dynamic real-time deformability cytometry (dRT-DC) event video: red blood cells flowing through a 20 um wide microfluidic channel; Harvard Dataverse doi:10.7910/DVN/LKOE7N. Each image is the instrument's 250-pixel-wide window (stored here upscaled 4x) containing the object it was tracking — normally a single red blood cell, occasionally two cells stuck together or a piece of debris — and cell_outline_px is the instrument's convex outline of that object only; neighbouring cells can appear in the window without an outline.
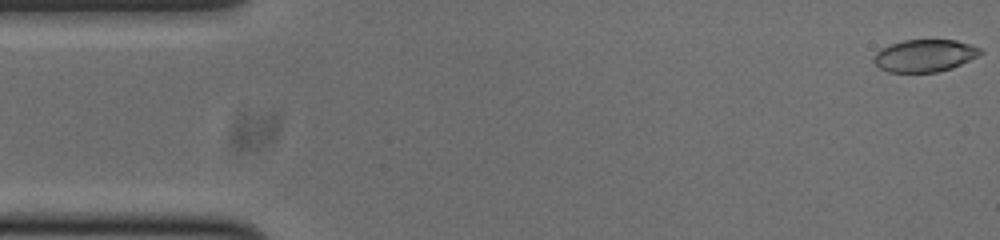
{"species": "common noctule bat (a hibernating species)", "species_latin": "Nyctalus noctula", "temperature_condition": "cold", "stored_images_in_passage": 53, "camera_frame_rate_fps": 3000, "um_per_image_px": 0.085, "animal": {"sex": "male", "body_mass_g": 20.0, "forearm_length_mm": 53.3}, "frame": {"image": 1, "passage_image": 1, "time_ms": 0.0, "image_size_px": [1000, 240], "cell_outline_px": [[984, 52], [952, 68], [936, 72], [888, 72], [880, 68], [872, 60], [876, 52], [880, 48], [904, 40], [956, 40], [980, 48]], "centroid_in_image_um": [78.56, 4.73], "position_along_channel_um": 6.4, "area_um2": 19.88}}
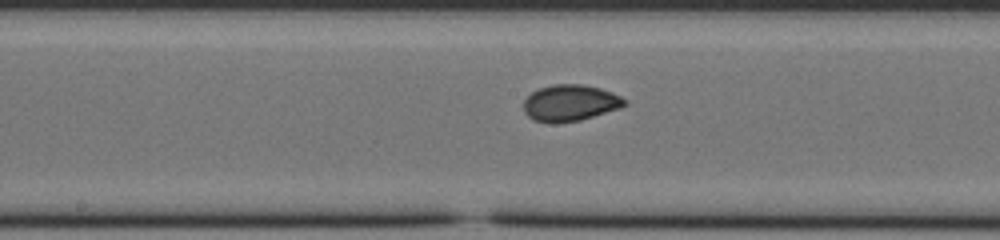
{"frame": {"image": 2, "passage_image": 26, "time_ms": 8.333, "image_size_px": [1000, 240], "cell_outline_px": [[628, 104], [620, 108], [580, 120], [556, 124], [552, 124], [532, 120], [524, 112], [524, 100], [532, 92], [540, 88], [552, 84], [584, 84], [600, 88], [612, 92], [628, 100]], "centroid_in_image_um": [48.47, 8.76], "position_along_channel_um": 199.7, "area_um2": 21.68}}
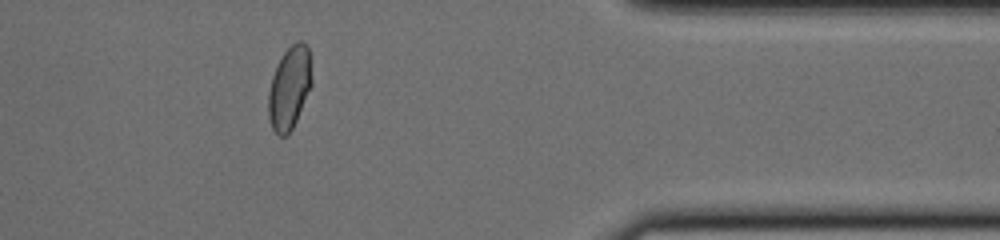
{"frame": {"image": 3, "passage_image": 43, "time_ms": 14.0, "image_size_px": [1000, 240], "cell_outline_px": [[312, 84], [296, 120], [288, 136], [280, 136], [272, 128], [268, 116], [268, 92], [272, 76], [284, 52], [296, 40], [304, 40], [308, 44], [312, 80]], "centroid_in_image_um": [24.61, 7.44], "position_along_channel_um": 386.8, "area_um2": 20.92}, "authors_computed_cell_mechanics": {"area_um2": 20.9814, "velocity_mm_per_s": 3.7772, "shape_relaxation_time_tau1_ms": 7.9521, "shape_relaxation_time_tau2_ms": 0.7375, "deformation_change_tau1": 0.1587, "deformation_change_tau2": 0.0299}}